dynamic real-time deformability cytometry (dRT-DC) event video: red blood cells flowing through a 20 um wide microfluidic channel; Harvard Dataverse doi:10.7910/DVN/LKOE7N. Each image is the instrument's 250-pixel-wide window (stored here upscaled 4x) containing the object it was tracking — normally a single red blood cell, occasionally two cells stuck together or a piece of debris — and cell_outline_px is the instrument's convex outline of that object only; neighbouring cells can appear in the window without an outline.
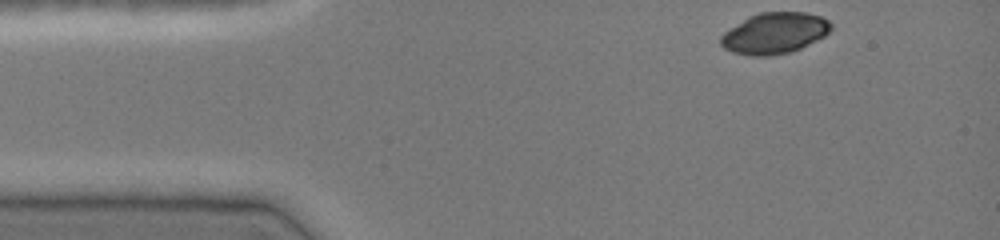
{"species": "common noctule bat (a hibernating species)", "species_latin": "Nyctalus noctula", "temperature_condition": "cold", "stored_images_in_passage": 37, "camera_frame_rate_fps": 3000, "um_per_image_px": 0.085, "animal": {"sex": "female", "body_mass_g": 19.0, "forearm_length_mm": 51.5}, "frame": {"image": 1, "passage_image": 1, "time_ms": 0.0, "image_size_px": [1000, 240], "cell_outline_px": [[832, 28], [824, 36], [800, 48], [788, 52], [768, 56], [752, 56], [732, 52], [724, 48], [720, 44], [720, 36], [724, 32], [748, 16], [760, 12], [804, 12], [820, 16], [828, 20], [832, 24]], "centroid_in_image_um": [65.81, 2.81], "position_along_channel_um": 19.2, "area_um2": 26.3}}
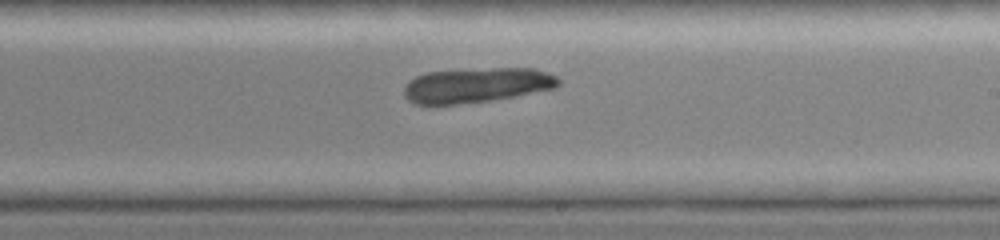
{"frame": {"image": 2, "passage_image": 23, "time_ms": 7.333, "image_size_px": [1000, 240], "cell_outline_px": [[560, 84], [556, 88], [512, 96], [488, 100], [456, 104], [416, 104], [408, 100], [404, 96], [404, 88], [408, 80], [416, 76], [428, 72], [492, 68], [532, 68], [548, 72], [556, 76], [560, 80]], "centroid_in_image_um": [40.51, 7.23], "position_along_channel_um": 248.5, "area_um2": 31.1}}
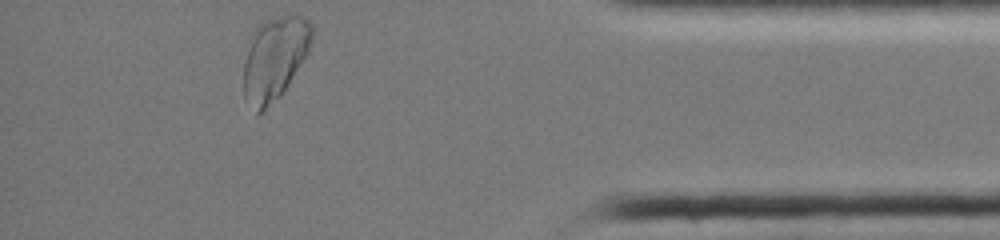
{"frame": {"image": 3, "passage_image": 37, "time_ms": 12.0, "image_size_px": [1000, 240], "cell_outline_px": [[312, 40], [308, 52], [284, 92], [264, 112], [256, 116], [244, 100], [244, 60], [248, 36], [256, 24], [264, 20], [284, 16], [304, 16], [312, 24]], "centroid_in_image_um": [23.29, 4.99], "position_along_channel_um": 411.9, "area_um2": 34.04}}